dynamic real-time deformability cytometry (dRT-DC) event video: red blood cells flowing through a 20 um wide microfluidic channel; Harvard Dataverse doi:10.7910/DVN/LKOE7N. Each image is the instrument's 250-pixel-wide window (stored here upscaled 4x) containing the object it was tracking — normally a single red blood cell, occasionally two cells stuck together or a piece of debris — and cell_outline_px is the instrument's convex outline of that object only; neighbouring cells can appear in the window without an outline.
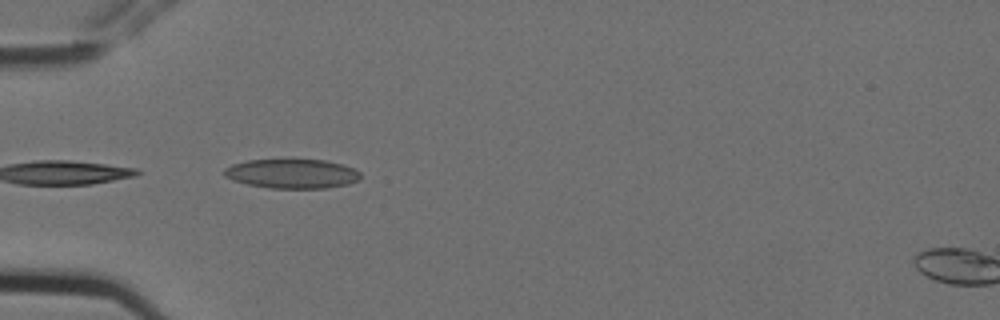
{"species": "Egyptian fruit bat (a non-hibernating species)", "species_latin": "Rousettus aegyptiacus", "temperature_condition": "cold", "stored_images_in_passage": 7, "camera_frame_rate_fps": 3000, "um_per_image_px": 0.085, "animal": {"sex": "female"}, "frame": {"image": 1, "passage_image": 5, "time_ms": 1.333, "image_size_px": [1000, 320], "cell_outline_px": [[360, 180], [348, 184], [328, 188], [268, 188], [248, 184], [232, 180], [224, 176], [224, 168], [232, 164], [248, 160], [324, 160], [344, 164], [360, 172]], "centroid_in_image_um": [24.83, 14.77], "position_along_channel_um": 60.2, "area_um2": 23.35}}
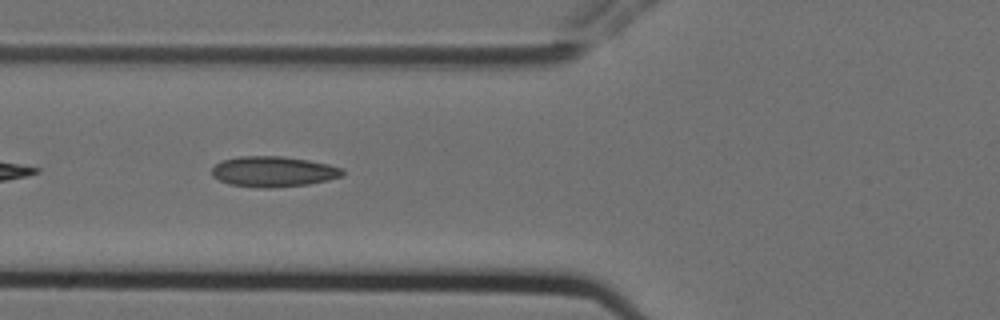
{"frame": {"image": 2, "passage_image": 6, "time_ms": 1.667, "image_size_px": [1000, 320], "cell_outline_px": [[344, 176], [328, 180], [308, 184], [268, 188], [264, 188], [228, 184], [212, 176], [212, 168], [216, 164], [224, 160], [240, 156], [284, 156], [308, 160], [328, 164], [340, 168], [344, 172]], "centroid_in_image_um": [23.24, 14.58], "position_along_channel_um": 102.6, "area_um2": 23.12}}
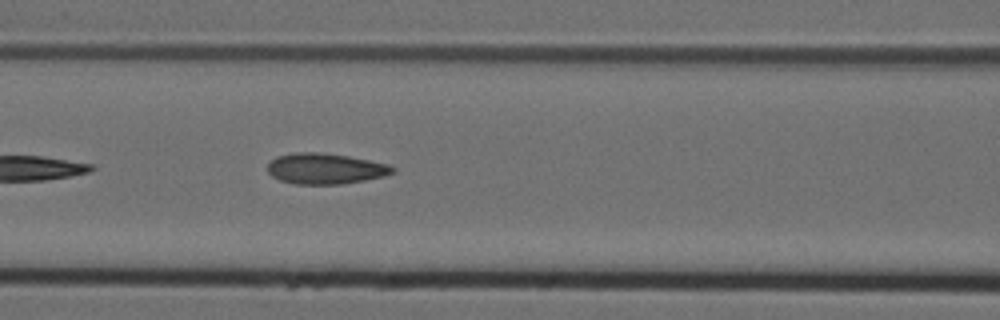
{"frame": {"image": 3, "passage_image": 7, "time_ms": 2.0, "image_size_px": [1000, 320], "cell_outline_px": [[396, 172], [384, 176], [364, 180], [340, 184], [296, 184], [280, 180], [272, 176], [268, 172], [268, 164], [276, 156], [296, 152], [316, 152], [348, 156], [388, 164], [396, 168]], "centroid_in_image_um": [27.66, 14.33], "position_along_channel_um": 138.9, "area_um2": 22.31}}